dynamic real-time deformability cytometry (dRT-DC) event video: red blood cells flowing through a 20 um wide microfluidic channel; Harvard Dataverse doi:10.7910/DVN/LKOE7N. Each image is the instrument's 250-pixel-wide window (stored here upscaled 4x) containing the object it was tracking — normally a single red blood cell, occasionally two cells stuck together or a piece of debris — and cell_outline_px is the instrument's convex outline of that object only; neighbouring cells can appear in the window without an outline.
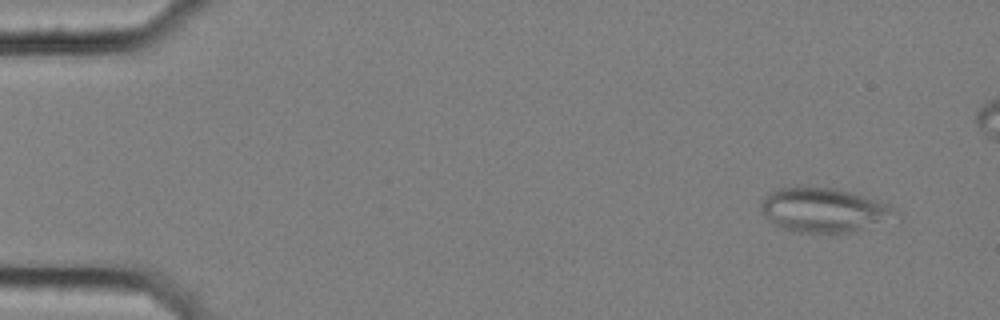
{"species": "common noctule bat (a hibernating species)", "species_latin": "Nyctalus noctula", "temperature_condition": "cold", "stored_images_in_passage": 8, "camera_frame_rate_fps": 3000, "um_per_image_px": 0.085, "animal": {"sex": "female", "body_mass_g": 25.1}, "frame": {"image": 1, "passage_image": 4, "time_ms": 1.0, "image_size_px": [1000, 320], "cell_outline_px": [[904, 216], [848, 232], [800, 232], [784, 228], [776, 224], [760, 208], [760, 200], [772, 192], [780, 188], [832, 188], [864, 196], [888, 204], [896, 208]], "centroid_in_image_um": [70.11, 17.86], "position_along_channel_um": 14.9, "area_um2": 33.87}}